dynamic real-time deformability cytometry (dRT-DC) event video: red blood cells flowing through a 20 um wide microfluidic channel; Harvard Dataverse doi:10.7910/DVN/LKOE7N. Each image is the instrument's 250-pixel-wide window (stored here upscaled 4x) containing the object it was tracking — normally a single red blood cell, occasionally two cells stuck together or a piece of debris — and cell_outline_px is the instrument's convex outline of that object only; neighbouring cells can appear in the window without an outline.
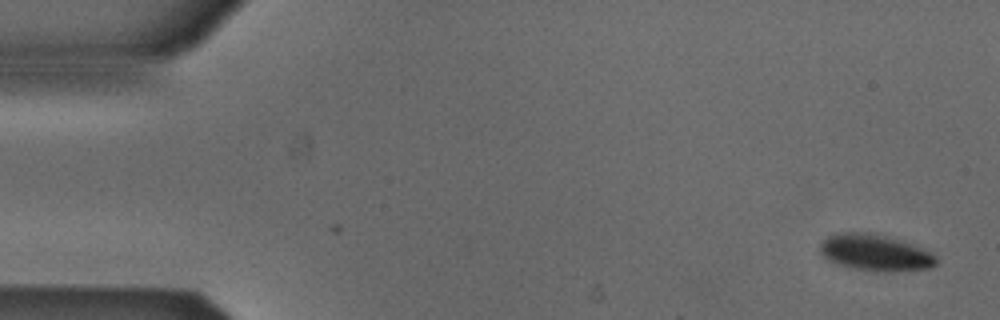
{"species": "Egyptian fruit bat (a non-hibernating species)", "species_latin": "Rousettus aegyptiacus", "temperature_condition": "cold", "stored_images_in_passage": 53, "camera_frame_rate_fps": 3000, "um_per_image_px": 0.085, "animal": {"sex": "male"}, "frame": {"image": 1, "passage_image": 1, "time_ms": 0.0, "image_size_px": [1000, 320], "cell_outline_px": [[936, 264], [932, 268], [892, 272], [876, 272], [848, 268], [828, 260], [820, 252], [820, 244], [828, 236], [840, 232], [872, 232], [912, 244], [932, 252], [936, 256]], "centroid_in_image_um": [74.4, 21.49], "position_along_channel_um": 10.6, "area_um2": 24.97}}
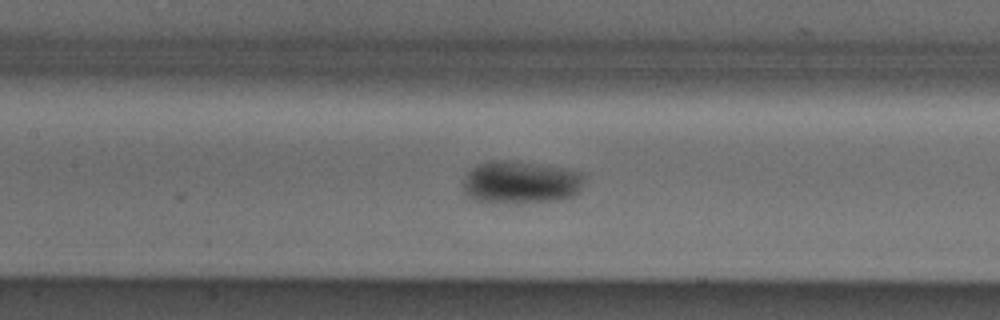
{"frame": {"image": 2, "passage_image": 23, "time_ms": 7.333, "image_size_px": [1000, 320], "cell_outline_px": [[584, 176], [580, 192], [572, 196], [560, 200], [516, 204], [508, 204], [476, 200], [464, 192], [464, 180], [468, 172], [472, 168], [480, 164], [492, 160], [504, 160], [560, 168], [580, 172]], "centroid_in_image_um": [44.26, 15.53], "position_along_channel_um": 163.1, "area_um2": 29.94}}
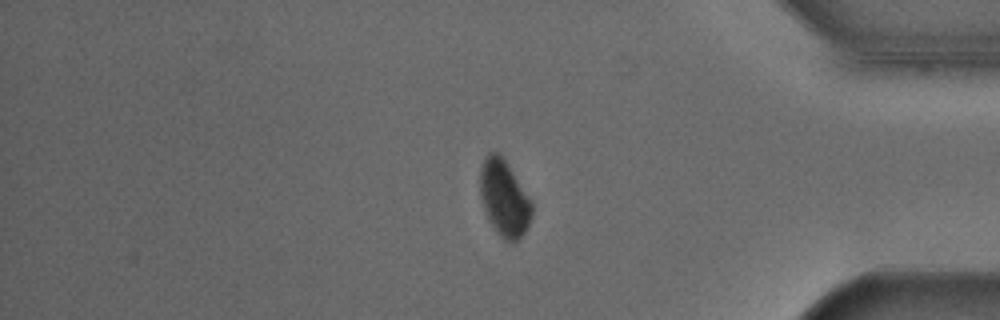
{"frame": {"image": 3, "passage_image": 43, "time_ms": 14.0, "image_size_px": [1000, 320], "cell_outline_px": [[532, 216], [528, 228], [516, 240], [504, 240], [496, 232], [484, 208], [480, 192], [480, 172], [484, 160], [492, 152], [500, 152], [532, 200]], "centroid_in_image_um": [42.89, 16.84], "position_along_channel_um": 392.3, "area_um2": 22.72}}